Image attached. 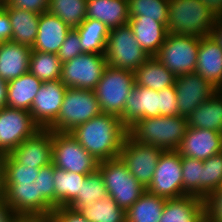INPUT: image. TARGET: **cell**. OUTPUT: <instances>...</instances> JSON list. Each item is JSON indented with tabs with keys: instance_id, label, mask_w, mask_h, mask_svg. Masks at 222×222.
<instances>
[{
	"instance_id": "1",
	"label": "cell",
	"mask_w": 222,
	"mask_h": 222,
	"mask_svg": "<svg viewBox=\"0 0 222 222\" xmlns=\"http://www.w3.org/2000/svg\"><path fill=\"white\" fill-rule=\"evenodd\" d=\"M99 162L119 158L128 130L118 116L101 112L69 132Z\"/></svg>"
},
{
	"instance_id": "2",
	"label": "cell",
	"mask_w": 222,
	"mask_h": 222,
	"mask_svg": "<svg viewBox=\"0 0 222 222\" xmlns=\"http://www.w3.org/2000/svg\"><path fill=\"white\" fill-rule=\"evenodd\" d=\"M188 128L187 118L162 116L143 118L128 129L135 141L151 144L164 151L177 150Z\"/></svg>"
},
{
	"instance_id": "3",
	"label": "cell",
	"mask_w": 222,
	"mask_h": 222,
	"mask_svg": "<svg viewBox=\"0 0 222 222\" xmlns=\"http://www.w3.org/2000/svg\"><path fill=\"white\" fill-rule=\"evenodd\" d=\"M217 18L200 0H169L167 30L202 37L210 34Z\"/></svg>"
},
{
	"instance_id": "4",
	"label": "cell",
	"mask_w": 222,
	"mask_h": 222,
	"mask_svg": "<svg viewBox=\"0 0 222 222\" xmlns=\"http://www.w3.org/2000/svg\"><path fill=\"white\" fill-rule=\"evenodd\" d=\"M134 86V72L107 65L93 90L101 111L120 117Z\"/></svg>"
},
{
	"instance_id": "5",
	"label": "cell",
	"mask_w": 222,
	"mask_h": 222,
	"mask_svg": "<svg viewBox=\"0 0 222 222\" xmlns=\"http://www.w3.org/2000/svg\"><path fill=\"white\" fill-rule=\"evenodd\" d=\"M101 112L93 90L67 88L59 115L48 129L55 132H70Z\"/></svg>"
},
{
	"instance_id": "6",
	"label": "cell",
	"mask_w": 222,
	"mask_h": 222,
	"mask_svg": "<svg viewBox=\"0 0 222 222\" xmlns=\"http://www.w3.org/2000/svg\"><path fill=\"white\" fill-rule=\"evenodd\" d=\"M98 170L103 177L108 196L125 211L146 191L120 158L99 162Z\"/></svg>"
},
{
	"instance_id": "7",
	"label": "cell",
	"mask_w": 222,
	"mask_h": 222,
	"mask_svg": "<svg viewBox=\"0 0 222 222\" xmlns=\"http://www.w3.org/2000/svg\"><path fill=\"white\" fill-rule=\"evenodd\" d=\"M200 38L168 32L165 42L154 56L175 76L195 72Z\"/></svg>"
},
{
	"instance_id": "8",
	"label": "cell",
	"mask_w": 222,
	"mask_h": 222,
	"mask_svg": "<svg viewBox=\"0 0 222 222\" xmlns=\"http://www.w3.org/2000/svg\"><path fill=\"white\" fill-rule=\"evenodd\" d=\"M105 58L111 67L134 72L150 56L137 43L133 30L127 23L110 29Z\"/></svg>"
},
{
	"instance_id": "9",
	"label": "cell",
	"mask_w": 222,
	"mask_h": 222,
	"mask_svg": "<svg viewBox=\"0 0 222 222\" xmlns=\"http://www.w3.org/2000/svg\"><path fill=\"white\" fill-rule=\"evenodd\" d=\"M52 154L53 165L65 171L89 174L98 169L99 161L69 132L53 131Z\"/></svg>"
},
{
	"instance_id": "10",
	"label": "cell",
	"mask_w": 222,
	"mask_h": 222,
	"mask_svg": "<svg viewBox=\"0 0 222 222\" xmlns=\"http://www.w3.org/2000/svg\"><path fill=\"white\" fill-rule=\"evenodd\" d=\"M106 66L105 54L82 53L62 63L60 80L67 88L94 90Z\"/></svg>"
},
{
	"instance_id": "11",
	"label": "cell",
	"mask_w": 222,
	"mask_h": 222,
	"mask_svg": "<svg viewBox=\"0 0 222 222\" xmlns=\"http://www.w3.org/2000/svg\"><path fill=\"white\" fill-rule=\"evenodd\" d=\"M161 148L135 141L125 136L119 158L134 178L146 189L153 176L162 152Z\"/></svg>"
},
{
	"instance_id": "12",
	"label": "cell",
	"mask_w": 222,
	"mask_h": 222,
	"mask_svg": "<svg viewBox=\"0 0 222 222\" xmlns=\"http://www.w3.org/2000/svg\"><path fill=\"white\" fill-rule=\"evenodd\" d=\"M146 190L165 199L184 196L181 155L177 150L162 152L156 165L154 176Z\"/></svg>"
},
{
	"instance_id": "13",
	"label": "cell",
	"mask_w": 222,
	"mask_h": 222,
	"mask_svg": "<svg viewBox=\"0 0 222 222\" xmlns=\"http://www.w3.org/2000/svg\"><path fill=\"white\" fill-rule=\"evenodd\" d=\"M40 129L30 111L3 107L0 109V150L10 154Z\"/></svg>"
},
{
	"instance_id": "14",
	"label": "cell",
	"mask_w": 222,
	"mask_h": 222,
	"mask_svg": "<svg viewBox=\"0 0 222 222\" xmlns=\"http://www.w3.org/2000/svg\"><path fill=\"white\" fill-rule=\"evenodd\" d=\"M5 200L18 216H49L53 208L38 193L37 183H5Z\"/></svg>"
},
{
	"instance_id": "15",
	"label": "cell",
	"mask_w": 222,
	"mask_h": 222,
	"mask_svg": "<svg viewBox=\"0 0 222 222\" xmlns=\"http://www.w3.org/2000/svg\"><path fill=\"white\" fill-rule=\"evenodd\" d=\"M174 86L179 115L185 118L218 91L196 72L176 76Z\"/></svg>"
},
{
	"instance_id": "16",
	"label": "cell",
	"mask_w": 222,
	"mask_h": 222,
	"mask_svg": "<svg viewBox=\"0 0 222 222\" xmlns=\"http://www.w3.org/2000/svg\"><path fill=\"white\" fill-rule=\"evenodd\" d=\"M66 90L61 80L42 83L30 108L33 121L41 129H48L56 121Z\"/></svg>"
},
{
	"instance_id": "17",
	"label": "cell",
	"mask_w": 222,
	"mask_h": 222,
	"mask_svg": "<svg viewBox=\"0 0 222 222\" xmlns=\"http://www.w3.org/2000/svg\"><path fill=\"white\" fill-rule=\"evenodd\" d=\"M53 131L40 129L8 154L16 163L40 168L52 163Z\"/></svg>"
},
{
	"instance_id": "18",
	"label": "cell",
	"mask_w": 222,
	"mask_h": 222,
	"mask_svg": "<svg viewBox=\"0 0 222 222\" xmlns=\"http://www.w3.org/2000/svg\"><path fill=\"white\" fill-rule=\"evenodd\" d=\"M157 116H159L158 91L135 85L119 118L128 130L140 119Z\"/></svg>"
},
{
	"instance_id": "19",
	"label": "cell",
	"mask_w": 222,
	"mask_h": 222,
	"mask_svg": "<svg viewBox=\"0 0 222 222\" xmlns=\"http://www.w3.org/2000/svg\"><path fill=\"white\" fill-rule=\"evenodd\" d=\"M177 151L181 156L206 160L222 152V133L188 127Z\"/></svg>"
},
{
	"instance_id": "20",
	"label": "cell",
	"mask_w": 222,
	"mask_h": 222,
	"mask_svg": "<svg viewBox=\"0 0 222 222\" xmlns=\"http://www.w3.org/2000/svg\"><path fill=\"white\" fill-rule=\"evenodd\" d=\"M71 28L49 11L40 14L32 50L57 54Z\"/></svg>"
},
{
	"instance_id": "21",
	"label": "cell",
	"mask_w": 222,
	"mask_h": 222,
	"mask_svg": "<svg viewBox=\"0 0 222 222\" xmlns=\"http://www.w3.org/2000/svg\"><path fill=\"white\" fill-rule=\"evenodd\" d=\"M195 72L222 90V48L210 35L200 38Z\"/></svg>"
},
{
	"instance_id": "22",
	"label": "cell",
	"mask_w": 222,
	"mask_h": 222,
	"mask_svg": "<svg viewBox=\"0 0 222 222\" xmlns=\"http://www.w3.org/2000/svg\"><path fill=\"white\" fill-rule=\"evenodd\" d=\"M32 48L11 41L0 42V78L10 82L29 72Z\"/></svg>"
},
{
	"instance_id": "23",
	"label": "cell",
	"mask_w": 222,
	"mask_h": 222,
	"mask_svg": "<svg viewBox=\"0 0 222 222\" xmlns=\"http://www.w3.org/2000/svg\"><path fill=\"white\" fill-rule=\"evenodd\" d=\"M205 216L204 200L184 195L166 199L159 222H201Z\"/></svg>"
},
{
	"instance_id": "24",
	"label": "cell",
	"mask_w": 222,
	"mask_h": 222,
	"mask_svg": "<svg viewBox=\"0 0 222 222\" xmlns=\"http://www.w3.org/2000/svg\"><path fill=\"white\" fill-rule=\"evenodd\" d=\"M1 6L9 15L12 26L11 42L32 48L38 33L40 14L11 7L5 0H2Z\"/></svg>"
},
{
	"instance_id": "25",
	"label": "cell",
	"mask_w": 222,
	"mask_h": 222,
	"mask_svg": "<svg viewBox=\"0 0 222 222\" xmlns=\"http://www.w3.org/2000/svg\"><path fill=\"white\" fill-rule=\"evenodd\" d=\"M137 43L150 56L160 50L168 35L167 25L149 18H129Z\"/></svg>"
},
{
	"instance_id": "26",
	"label": "cell",
	"mask_w": 222,
	"mask_h": 222,
	"mask_svg": "<svg viewBox=\"0 0 222 222\" xmlns=\"http://www.w3.org/2000/svg\"><path fill=\"white\" fill-rule=\"evenodd\" d=\"M86 18L97 19L109 29L129 21L128 0H87Z\"/></svg>"
},
{
	"instance_id": "27",
	"label": "cell",
	"mask_w": 222,
	"mask_h": 222,
	"mask_svg": "<svg viewBox=\"0 0 222 222\" xmlns=\"http://www.w3.org/2000/svg\"><path fill=\"white\" fill-rule=\"evenodd\" d=\"M42 81L30 72L7 83L6 107L30 111Z\"/></svg>"
},
{
	"instance_id": "28",
	"label": "cell",
	"mask_w": 222,
	"mask_h": 222,
	"mask_svg": "<svg viewBox=\"0 0 222 222\" xmlns=\"http://www.w3.org/2000/svg\"><path fill=\"white\" fill-rule=\"evenodd\" d=\"M188 127L222 133V90L200 104L188 117Z\"/></svg>"
},
{
	"instance_id": "29",
	"label": "cell",
	"mask_w": 222,
	"mask_h": 222,
	"mask_svg": "<svg viewBox=\"0 0 222 222\" xmlns=\"http://www.w3.org/2000/svg\"><path fill=\"white\" fill-rule=\"evenodd\" d=\"M134 75L135 85L155 91L175 85L176 76L154 57L140 65Z\"/></svg>"
},
{
	"instance_id": "30",
	"label": "cell",
	"mask_w": 222,
	"mask_h": 222,
	"mask_svg": "<svg viewBox=\"0 0 222 222\" xmlns=\"http://www.w3.org/2000/svg\"><path fill=\"white\" fill-rule=\"evenodd\" d=\"M75 30L83 53L105 54L110 29L104 23L86 18Z\"/></svg>"
},
{
	"instance_id": "31",
	"label": "cell",
	"mask_w": 222,
	"mask_h": 222,
	"mask_svg": "<svg viewBox=\"0 0 222 222\" xmlns=\"http://www.w3.org/2000/svg\"><path fill=\"white\" fill-rule=\"evenodd\" d=\"M166 199L147 190L125 211L126 222H159Z\"/></svg>"
},
{
	"instance_id": "32",
	"label": "cell",
	"mask_w": 222,
	"mask_h": 222,
	"mask_svg": "<svg viewBox=\"0 0 222 222\" xmlns=\"http://www.w3.org/2000/svg\"><path fill=\"white\" fill-rule=\"evenodd\" d=\"M88 174H78L55 167V208L66 207L80 193Z\"/></svg>"
},
{
	"instance_id": "33",
	"label": "cell",
	"mask_w": 222,
	"mask_h": 222,
	"mask_svg": "<svg viewBox=\"0 0 222 222\" xmlns=\"http://www.w3.org/2000/svg\"><path fill=\"white\" fill-rule=\"evenodd\" d=\"M107 190L101 172L97 169L89 173L82 183L80 193L66 206L80 211L85 206H91L94 202L107 197Z\"/></svg>"
},
{
	"instance_id": "34",
	"label": "cell",
	"mask_w": 222,
	"mask_h": 222,
	"mask_svg": "<svg viewBox=\"0 0 222 222\" xmlns=\"http://www.w3.org/2000/svg\"><path fill=\"white\" fill-rule=\"evenodd\" d=\"M62 62L57 54L31 51L29 72L42 82L60 80Z\"/></svg>"
},
{
	"instance_id": "35",
	"label": "cell",
	"mask_w": 222,
	"mask_h": 222,
	"mask_svg": "<svg viewBox=\"0 0 222 222\" xmlns=\"http://www.w3.org/2000/svg\"><path fill=\"white\" fill-rule=\"evenodd\" d=\"M80 212L90 222H126L125 210L109 196L83 207Z\"/></svg>"
},
{
	"instance_id": "36",
	"label": "cell",
	"mask_w": 222,
	"mask_h": 222,
	"mask_svg": "<svg viewBox=\"0 0 222 222\" xmlns=\"http://www.w3.org/2000/svg\"><path fill=\"white\" fill-rule=\"evenodd\" d=\"M86 2L87 0H49L48 11L75 29L86 19Z\"/></svg>"
},
{
	"instance_id": "37",
	"label": "cell",
	"mask_w": 222,
	"mask_h": 222,
	"mask_svg": "<svg viewBox=\"0 0 222 222\" xmlns=\"http://www.w3.org/2000/svg\"><path fill=\"white\" fill-rule=\"evenodd\" d=\"M129 18H149L167 25L169 0H128Z\"/></svg>"
},
{
	"instance_id": "38",
	"label": "cell",
	"mask_w": 222,
	"mask_h": 222,
	"mask_svg": "<svg viewBox=\"0 0 222 222\" xmlns=\"http://www.w3.org/2000/svg\"><path fill=\"white\" fill-rule=\"evenodd\" d=\"M183 194L203 199V160L181 156Z\"/></svg>"
},
{
	"instance_id": "39",
	"label": "cell",
	"mask_w": 222,
	"mask_h": 222,
	"mask_svg": "<svg viewBox=\"0 0 222 222\" xmlns=\"http://www.w3.org/2000/svg\"><path fill=\"white\" fill-rule=\"evenodd\" d=\"M222 187V152L203 160V200Z\"/></svg>"
},
{
	"instance_id": "40",
	"label": "cell",
	"mask_w": 222,
	"mask_h": 222,
	"mask_svg": "<svg viewBox=\"0 0 222 222\" xmlns=\"http://www.w3.org/2000/svg\"><path fill=\"white\" fill-rule=\"evenodd\" d=\"M40 168H32L16 163L9 155L4 162L5 183H32L36 180Z\"/></svg>"
},
{
	"instance_id": "41",
	"label": "cell",
	"mask_w": 222,
	"mask_h": 222,
	"mask_svg": "<svg viewBox=\"0 0 222 222\" xmlns=\"http://www.w3.org/2000/svg\"><path fill=\"white\" fill-rule=\"evenodd\" d=\"M54 172L53 163L40 167L39 174L34 181L37 183L38 193L53 209L55 208Z\"/></svg>"
},
{
	"instance_id": "42",
	"label": "cell",
	"mask_w": 222,
	"mask_h": 222,
	"mask_svg": "<svg viewBox=\"0 0 222 222\" xmlns=\"http://www.w3.org/2000/svg\"><path fill=\"white\" fill-rule=\"evenodd\" d=\"M80 43L79 34L71 29L57 53L60 61L64 63L82 54Z\"/></svg>"
},
{
	"instance_id": "43",
	"label": "cell",
	"mask_w": 222,
	"mask_h": 222,
	"mask_svg": "<svg viewBox=\"0 0 222 222\" xmlns=\"http://www.w3.org/2000/svg\"><path fill=\"white\" fill-rule=\"evenodd\" d=\"M158 95H159V115L178 116L179 109L176 98L175 86L159 90Z\"/></svg>"
},
{
	"instance_id": "44",
	"label": "cell",
	"mask_w": 222,
	"mask_h": 222,
	"mask_svg": "<svg viewBox=\"0 0 222 222\" xmlns=\"http://www.w3.org/2000/svg\"><path fill=\"white\" fill-rule=\"evenodd\" d=\"M204 203L206 217L213 222H222V187L209 194Z\"/></svg>"
},
{
	"instance_id": "45",
	"label": "cell",
	"mask_w": 222,
	"mask_h": 222,
	"mask_svg": "<svg viewBox=\"0 0 222 222\" xmlns=\"http://www.w3.org/2000/svg\"><path fill=\"white\" fill-rule=\"evenodd\" d=\"M51 222H90L80 211L69 207H57L49 215Z\"/></svg>"
},
{
	"instance_id": "46",
	"label": "cell",
	"mask_w": 222,
	"mask_h": 222,
	"mask_svg": "<svg viewBox=\"0 0 222 222\" xmlns=\"http://www.w3.org/2000/svg\"><path fill=\"white\" fill-rule=\"evenodd\" d=\"M11 7L21 8L38 14L48 11L49 0H5Z\"/></svg>"
},
{
	"instance_id": "47",
	"label": "cell",
	"mask_w": 222,
	"mask_h": 222,
	"mask_svg": "<svg viewBox=\"0 0 222 222\" xmlns=\"http://www.w3.org/2000/svg\"><path fill=\"white\" fill-rule=\"evenodd\" d=\"M12 26L8 13L0 5V42L11 41Z\"/></svg>"
},
{
	"instance_id": "48",
	"label": "cell",
	"mask_w": 222,
	"mask_h": 222,
	"mask_svg": "<svg viewBox=\"0 0 222 222\" xmlns=\"http://www.w3.org/2000/svg\"><path fill=\"white\" fill-rule=\"evenodd\" d=\"M18 215L6 203V200H0V222H15Z\"/></svg>"
},
{
	"instance_id": "49",
	"label": "cell",
	"mask_w": 222,
	"mask_h": 222,
	"mask_svg": "<svg viewBox=\"0 0 222 222\" xmlns=\"http://www.w3.org/2000/svg\"><path fill=\"white\" fill-rule=\"evenodd\" d=\"M209 35L222 48V16L217 18Z\"/></svg>"
},
{
	"instance_id": "50",
	"label": "cell",
	"mask_w": 222,
	"mask_h": 222,
	"mask_svg": "<svg viewBox=\"0 0 222 222\" xmlns=\"http://www.w3.org/2000/svg\"><path fill=\"white\" fill-rule=\"evenodd\" d=\"M202 1L217 17L222 16V0H200Z\"/></svg>"
},
{
	"instance_id": "51",
	"label": "cell",
	"mask_w": 222,
	"mask_h": 222,
	"mask_svg": "<svg viewBox=\"0 0 222 222\" xmlns=\"http://www.w3.org/2000/svg\"><path fill=\"white\" fill-rule=\"evenodd\" d=\"M15 222H51L49 216H18Z\"/></svg>"
},
{
	"instance_id": "52",
	"label": "cell",
	"mask_w": 222,
	"mask_h": 222,
	"mask_svg": "<svg viewBox=\"0 0 222 222\" xmlns=\"http://www.w3.org/2000/svg\"><path fill=\"white\" fill-rule=\"evenodd\" d=\"M7 86V82L0 78V109L6 107Z\"/></svg>"
},
{
	"instance_id": "53",
	"label": "cell",
	"mask_w": 222,
	"mask_h": 222,
	"mask_svg": "<svg viewBox=\"0 0 222 222\" xmlns=\"http://www.w3.org/2000/svg\"><path fill=\"white\" fill-rule=\"evenodd\" d=\"M0 200H5V181H4V175H0Z\"/></svg>"
},
{
	"instance_id": "54",
	"label": "cell",
	"mask_w": 222,
	"mask_h": 222,
	"mask_svg": "<svg viewBox=\"0 0 222 222\" xmlns=\"http://www.w3.org/2000/svg\"><path fill=\"white\" fill-rule=\"evenodd\" d=\"M6 154L0 150V175H4V162H5Z\"/></svg>"
},
{
	"instance_id": "55",
	"label": "cell",
	"mask_w": 222,
	"mask_h": 222,
	"mask_svg": "<svg viewBox=\"0 0 222 222\" xmlns=\"http://www.w3.org/2000/svg\"><path fill=\"white\" fill-rule=\"evenodd\" d=\"M201 222H213V221H211L210 219H208L206 216L202 219V221Z\"/></svg>"
}]
</instances>
